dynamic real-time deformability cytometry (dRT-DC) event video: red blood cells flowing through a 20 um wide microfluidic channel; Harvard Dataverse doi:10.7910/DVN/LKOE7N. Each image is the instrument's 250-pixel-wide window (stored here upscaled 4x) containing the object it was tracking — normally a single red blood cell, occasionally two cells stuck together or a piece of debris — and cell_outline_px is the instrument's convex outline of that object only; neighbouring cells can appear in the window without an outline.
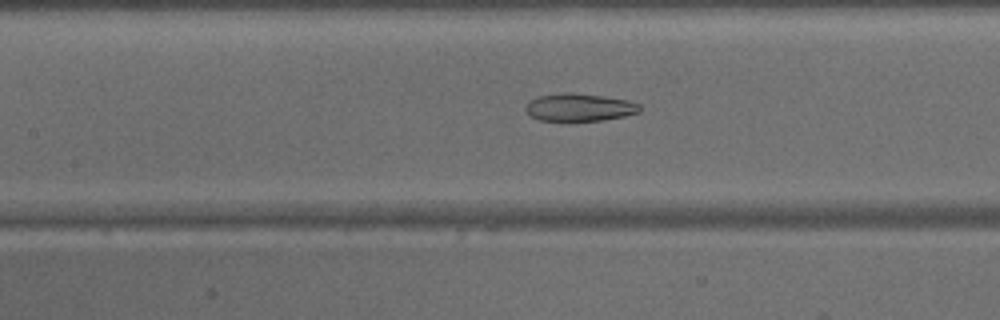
{"species": "common noctule bat (a hibernating species)", "species_latin": "Nyctalus noctula", "temperature_condition": "warm", "stored_images_in_passage": 48, "camera_frame_rate_fps": 3000, "um_per_image_px": 0.085, "animal": {"sex": "male", "body_mass_g": 15.6}, "frame": {"image": 1, "passage_image": 22, "time_ms": 7.0, "image_size_px": [1000, 320], "cell_outline_px": [[640, 112], [624, 116], [604, 120], [540, 120], [532, 116], [524, 108], [532, 100], [540, 96], [604, 96], [628, 100], [640, 104]], "centroid_in_image_um": [49.35, 9.18], "position_along_channel_um": 158.1, "area_um2": 17.11}}
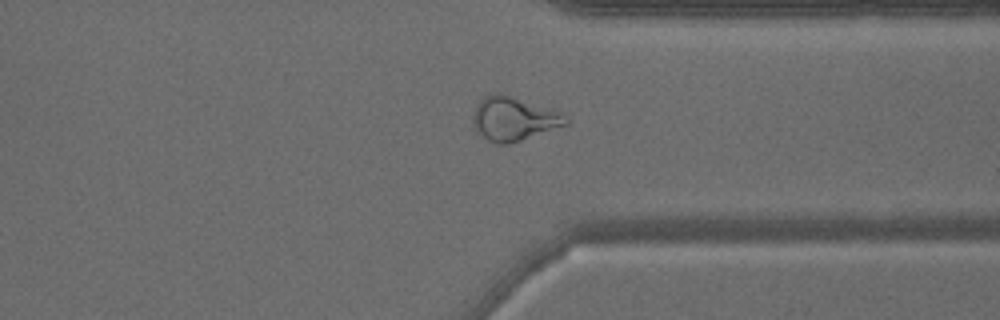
{"frame": {"image": 2, "passage_image": 37, "time_ms": 12.0, "image_size_px": [1000, 320], "cell_outline_px": [[568, 124], [508, 144], [500, 144], [488, 140], [476, 128], [472, 120], [472, 116], [476, 104], [484, 96], [496, 92], [500, 92], [564, 112], [568, 116]], "centroid_in_image_um": [43.69, 10.05], "position_along_channel_um": 367.7, "area_um2": 23.7}}
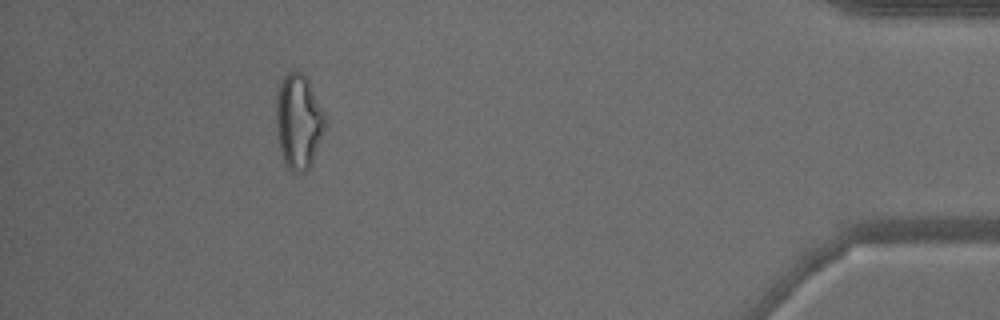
{"frame": {"image": 3, "passage_image": 44, "time_ms": 14.333, "image_size_px": [1000, 320], "cell_outline_px": [[328, 124], [312, 164], [304, 172], [292, 172], [284, 164], [280, 152], [276, 132], [276, 100], [280, 84], [284, 76], [288, 72], [296, 68], [304, 72], [308, 80]], "centroid_in_image_um": [25.37, 10.35], "position_along_channel_um": 409.8, "area_um2": 27.51}}